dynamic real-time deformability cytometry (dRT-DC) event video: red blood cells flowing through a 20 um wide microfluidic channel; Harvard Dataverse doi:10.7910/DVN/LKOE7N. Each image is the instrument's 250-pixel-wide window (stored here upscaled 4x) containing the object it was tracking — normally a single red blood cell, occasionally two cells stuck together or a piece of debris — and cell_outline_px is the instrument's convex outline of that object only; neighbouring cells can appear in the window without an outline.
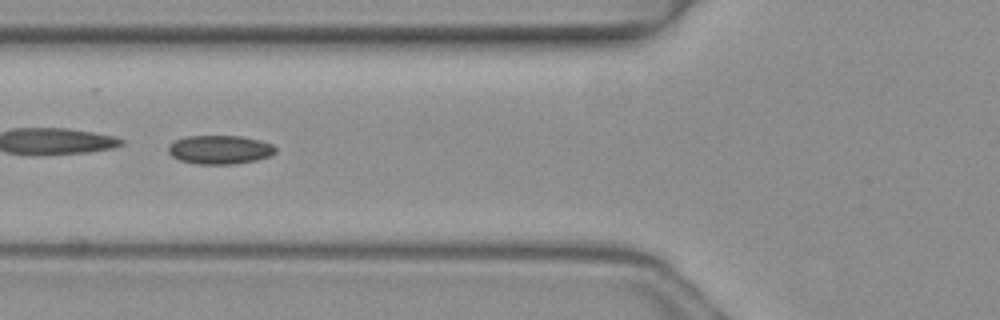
{"species": "common noctule bat (a hibernating species)", "species_latin": "Nyctalus noctula", "temperature_condition": "warm", "stored_images_in_passage": 5, "camera_frame_rate_fps": 3000, "um_per_image_px": 0.085, "animal": {"sex": "female", "body_mass_g": 19.3, "forearm_length_mm": 54.1}, "frame": {"image": 1, "passage_image": 5, "time_ms": 1.333, "image_size_px": [1000, 320], "cell_outline_px": [[276, 152], [272, 156], [256, 160], [232, 164], [196, 164], [180, 160], [172, 156], [168, 152], [168, 148], [176, 140], [184, 136], [240, 136], [260, 140], [272, 144], [276, 148]], "centroid_in_image_um": [18.71, 12.72], "position_along_channel_um": 107.1, "area_um2": 17.98}}